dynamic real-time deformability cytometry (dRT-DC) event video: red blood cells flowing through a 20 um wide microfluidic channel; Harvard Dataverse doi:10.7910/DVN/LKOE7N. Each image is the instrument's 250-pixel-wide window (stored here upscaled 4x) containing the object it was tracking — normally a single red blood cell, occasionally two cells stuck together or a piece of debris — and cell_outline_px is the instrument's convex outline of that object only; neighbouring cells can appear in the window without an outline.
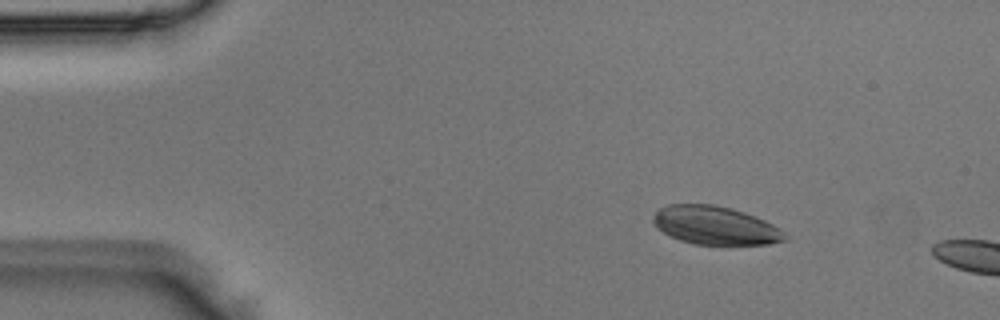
{"species": "Egyptian fruit bat (a non-hibernating species)", "species_latin": "Rousettus aegyptiacus", "temperature_condition": "room temperature", "stored_images_in_passage": 4, "camera_frame_rate_fps": 3000, "um_per_image_px": 0.085, "animal": {"sex": "male"}, "frame": {"image": 1, "passage_image": 2, "time_ms": 0.333, "image_size_px": [1000, 320], "cell_outline_px": [[788, 240], [768, 244], [692, 244], [680, 240], [656, 228], [652, 220], [656, 212], [660, 208], [668, 204], [712, 204], [744, 212], [756, 216], [780, 228], [788, 236]], "centroid_in_image_um": [60.81, 19.16], "position_along_channel_um": 24.2, "area_um2": 29.36}}